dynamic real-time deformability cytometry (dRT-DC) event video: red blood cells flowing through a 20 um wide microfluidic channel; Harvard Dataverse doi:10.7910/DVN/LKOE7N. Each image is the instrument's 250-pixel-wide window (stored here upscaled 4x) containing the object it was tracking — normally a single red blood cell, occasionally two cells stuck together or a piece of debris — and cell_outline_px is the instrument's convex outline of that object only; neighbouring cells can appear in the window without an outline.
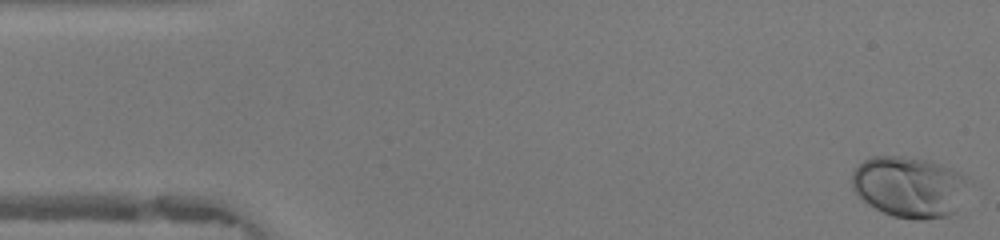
{"species": "human", "species_latin": "Homo sapiens", "temperature_condition": "warm", "stored_images_in_passage": 48, "camera_frame_rate_fps": 3000, "um_per_image_px": 0.085, "donor": {"sex": "female"}, "frame": {"image": 1, "passage_image": 1, "time_ms": 0.0, "image_size_px": [1000, 240], "cell_outline_px": [[972, 184], [956, 212], [948, 216], [924, 220], [912, 220], [892, 216], [860, 200], [856, 196], [852, 188], [852, 172], [864, 160], [872, 156], [900, 156], [928, 160], [952, 168], [960, 172], [972, 180]], "centroid_in_image_um": [77.35, 15.9], "position_along_channel_um": 7.7, "area_um2": 42.43}}
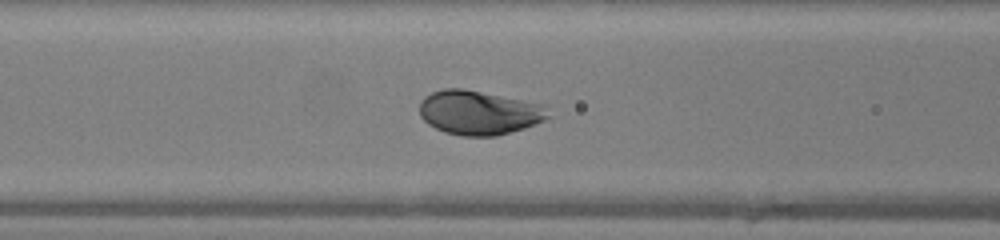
{"frame": {"image": 2, "passage_image": 19, "time_ms": 6.0, "image_size_px": [1000, 240], "cell_outline_px": [[552, 116], [544, 120], [524, 128], [496, 136], [460, 136], [444, 132], [428, 124], [420, 116], [420, 100], [424, 96], [432, 92], [444, 88], [464, 88], [544, 104]], "centroid_in_image_um": [40.71, 9.56], "position_along_channel_um": 125.9, "area_um2": 33.41}}
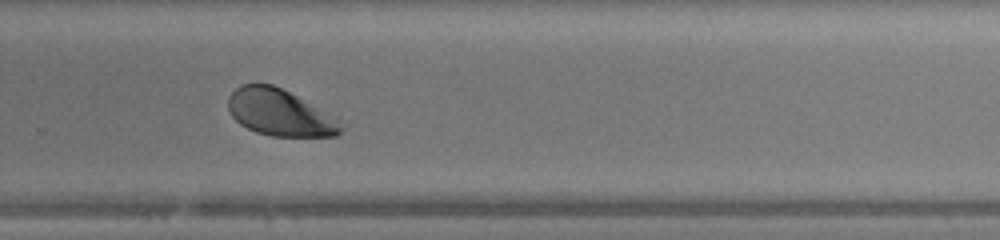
{"frame": {"image": 3, "passage_image": 32, "time_ms": 10.333, "image_size_px": [1000, 240], "cell_outline_px": [[344, 128], [336, 136], [272, 136], [256, 132], [240, 124], [232, 116], [228, 108], [228, 96], [240, 84], [272, 84], [296, 96], [336, 120]], "centroid_in_image_um": [23.69, 9.58], "position_along_channel_um": 306.1, "area_um2": 29.77}, "authors_computed_cell_mechanics": {"area_um2": 32.3391, "velocity_mm_per_s": 4.1716, "shape_relaxation_time_tau1_ms": 1.349, "shape_relaxation_time_tau2_ms": null, "deformation_change_tau1": 0.1146, "deformation_change_tau2": null}}